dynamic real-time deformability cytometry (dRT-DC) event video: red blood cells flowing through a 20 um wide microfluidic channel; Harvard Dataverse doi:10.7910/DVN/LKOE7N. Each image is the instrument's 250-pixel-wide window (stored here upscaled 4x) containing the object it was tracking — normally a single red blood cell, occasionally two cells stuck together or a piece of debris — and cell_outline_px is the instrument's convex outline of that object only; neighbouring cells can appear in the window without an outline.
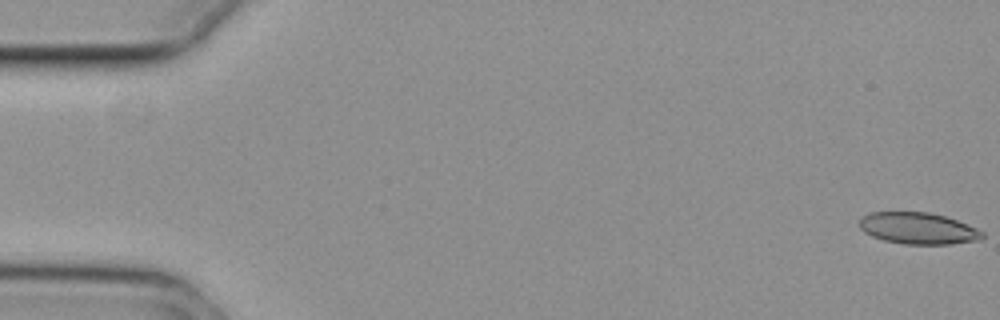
{"species": "common noctule bat (a hibernating species)", "species_latin": "Nyctalus noctula", "temperature_condition": "cold", "stored_images_in_passage": 55, "camera_frame_rate_fps": 3000, "um_per_image_px": 0.085, "animal": {"sex": "female", "body_mass_g": 29.2, "forearm_length_mm": 56.3}, "frame": {"image": 1, "passage_image": 1, "time_ms": 0.0, "image_size_px": [1000, 320], "cell_outline_px": [[984, 236], [980, 240], [952, 244], [904, 244], [884, 240], [872, 236], [864, 232], [860, 228], [860, 220], [864, 216], [872, 212], [928, 212], [944, 216], [956, 220], [976, 228], [984, 232]], "centroid_in_image_um": [78.06, 19.41], "position_along_channel_um": 6.9, "area_um2": 22.48}}
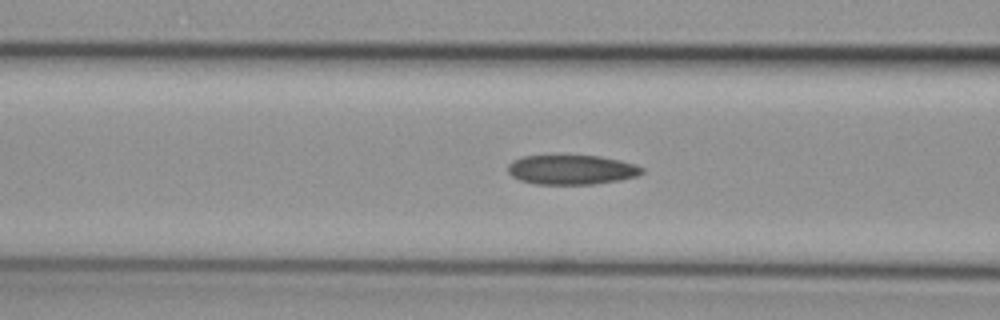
{"frame": {"image": 2, "passage_image": 22, "time_ms": 7.0, "image_size_px": [1000, 320], "cell_outline_px": [[644, 172], [636, 176], [620, 180], [592, 184], [536, 184], [520, 180], [512, 176], [508, 172], [508, 164], [512, 160], [524, 156], [600, 156], [620, 160], [636, 164], [644, 168]], "centroid_in_image_um": [48.6, 14.43], "position_along_channel_um": 118.0, "area_um2": 23.06}}
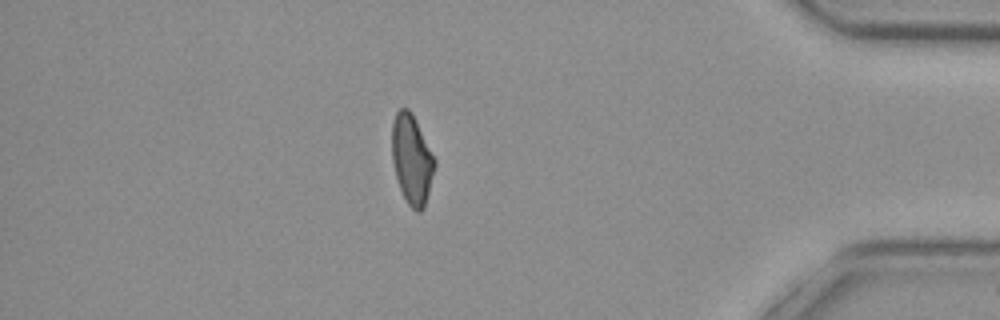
{"frame": {"image": 3, "passage_image": 48, "time_ms": 15.667, "image_size_px": [1000, 320], "cell_outline_px": [[436, 164], [424, 208], [420, 212], [416, 212], [408, 204], [400, 188], [396, 176], [392, 160], [392, 124], [396, 112], [400, 108], [408, 108], [412, 112], [436, 160]], "centroid_in_image_um": [35.0, 13.53], "position_along_channel_um": 400.2, "area_um2": 22.2}, "authors_computed_cell_mechanics": {"area_um2": 23.2934, "velocity_mm_per_s": 3.7359, "shape_relaxation_time_tau1_ms": null, "shape_relaxation_time_tau2_ms": 3.0112, "deformation_change_tau1": null, "deformation_change_tau2": 0.097}}